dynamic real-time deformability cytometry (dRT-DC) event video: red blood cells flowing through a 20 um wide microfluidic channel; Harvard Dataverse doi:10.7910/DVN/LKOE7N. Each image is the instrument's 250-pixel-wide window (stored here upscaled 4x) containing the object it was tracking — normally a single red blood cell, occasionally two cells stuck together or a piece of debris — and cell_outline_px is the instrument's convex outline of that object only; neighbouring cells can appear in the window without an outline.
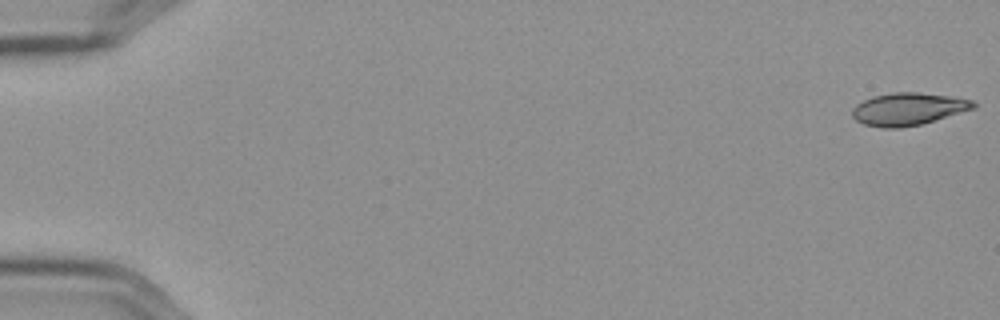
{"species": "Egyptian fruit bat (a non-hibernating species)", "species_latin": "Rousettus aegyptiacus", "temperature_condition": "cold", "stored_images_in_passage": 17, "camera_frame_rate_fps": 3000, "um_per_image_px": 0.085, "frame": {"image": 1, "passage_image": 1, "time_ms": 0.0, "image_size_px": [1000, 320], "cell_outline_px": [[976, 108], [920, 124], [900, 128], [880, 128], [864, 124], [856, 120], [852, 116], [852, 108], [856, 104], [872, 96], [892, 92], [916, 92], [952, 96], [972, 100], [976, 104]], "centroid_in_image_um": [77.17, 9.26], "position_along_channel_um": 7.8, "area_um2": 22.95}}
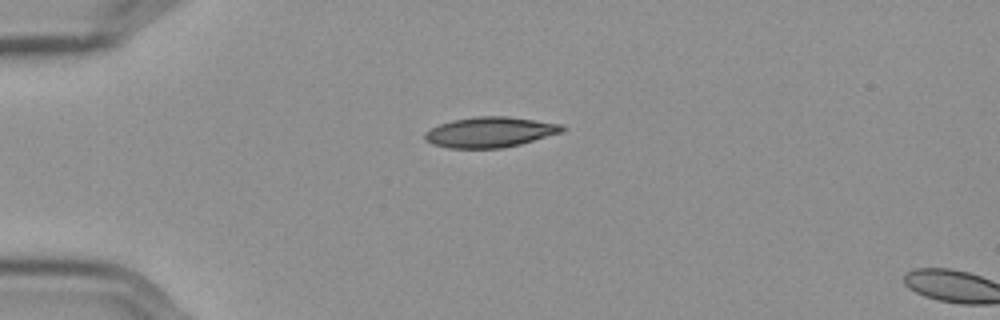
{"frame": {"image": 2, "passage_image": 15, "time_ms": 4.667, "image_size_px": [1000, 320], "cell_outline_px": [[568, 128], [564, 132], [520, 144], [504, 148], [448, 148], [432, 144], [424, 140], [424, 132], [440, 124], [452, 120], [476, 116], [508, 116], [564, 124]], "centroid_in_image_um": [41.69, 11.23], "position_along_channel_um": 43.3, "area_um2": 24.62}}